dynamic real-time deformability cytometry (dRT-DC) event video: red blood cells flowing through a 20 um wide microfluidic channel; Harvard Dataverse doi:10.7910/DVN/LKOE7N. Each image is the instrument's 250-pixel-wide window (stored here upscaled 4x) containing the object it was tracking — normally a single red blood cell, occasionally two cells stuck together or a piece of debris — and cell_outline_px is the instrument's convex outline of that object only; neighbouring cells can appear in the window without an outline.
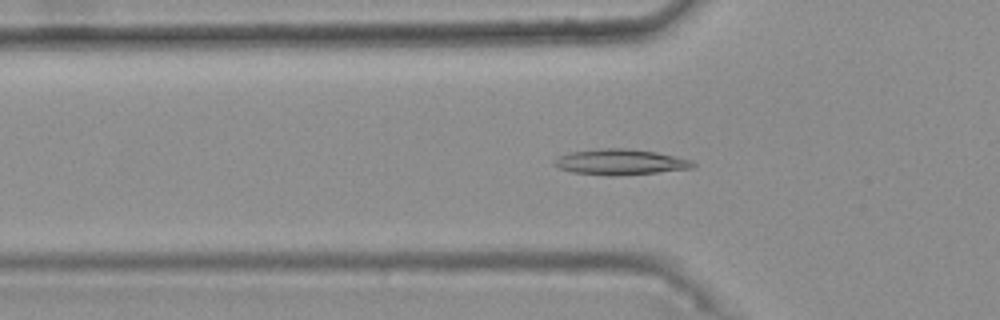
{"species": "common noctule bat (a hibernating species)", "species_latin": "Nyctalus noctula", "temperature_condition": "warm", "stored_images_in_passage": 47, "camera_frame_rate_fps": 3000, "um_per_image_px": 0.085, "animal": {"sex": "female", "body_mass_g": 25.1}, "frame": {"image": 1, "passage_image": 18, "time_ms": 5.667, "image_size_px": [1000, 320], "cell_outline_px": [[696, 164], [692, 168], [656, 172], [612, 176], [608, 176], [572, 172], [560, 168], [552, 164], [552, 160], [568, 152], [600, 148], [624, 148], [656, 152], [692, 160]], "centroid_in_image_um": [52.68, 13.76], "position_along_channel_um": 73.1, "area_um2": 20.69}}
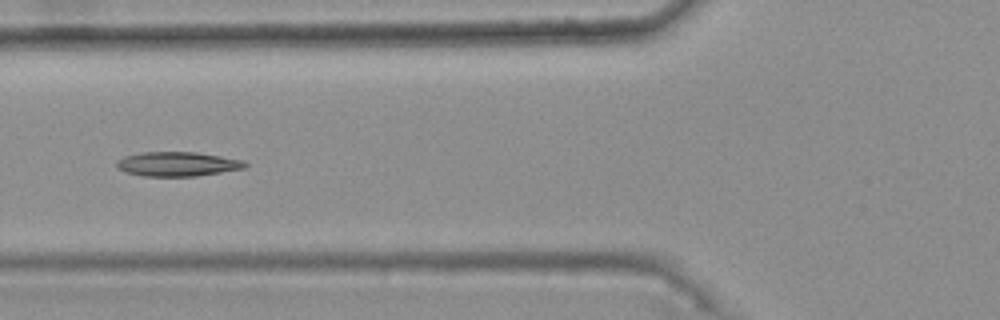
{"frame": {"image": 2, "passage_image": 21, "time_ms": 6.667, "image_size_px": [1000, 320], "cell_outline_px": [[248, 164], [244, 168], [196, 176], [144, 176], [128, 172], [116, 168], [116, 160], [124, 156], [140, 152], [196, 152], [244, 160]], "centroid_in_image_um": [15.06, 13.93], "position_along_channel_um": 110.7, "area_um2": 18.21}}
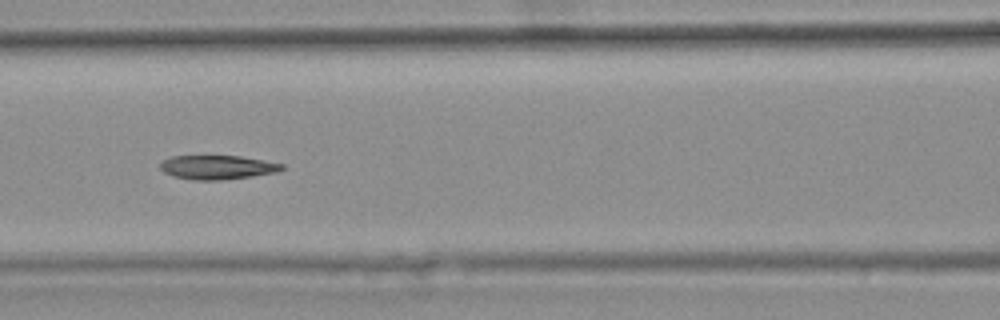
{"frame": {"image": 3, "passage_image": 24, "time_ms": 7.667, "image_size_px": [1000, 320], "cell_outline_px": [[284, 168], [276, 172], [252, 176], [220, 180], [192, 180], [172, 176], [164, 172], [160, 168], [160, 164], [164, 160], [172, 156], [240, 156], [284, 164]], "centroid_in_image_um": [18.46, 14.22], "position_along_channel_um": 148.1, "area_um2": 16.94}, "authors_computed_cell_mechanics": {"area_um2": 18.0914, "velocity_mm_per_s": 3.7447, "shape_relaxation_time_tau1_ms": null, "shape_relaxation_time_tau2_ms": 8.3142, "deformation_change_tau1": null, "deformation_change_tau2": 0.1366}}